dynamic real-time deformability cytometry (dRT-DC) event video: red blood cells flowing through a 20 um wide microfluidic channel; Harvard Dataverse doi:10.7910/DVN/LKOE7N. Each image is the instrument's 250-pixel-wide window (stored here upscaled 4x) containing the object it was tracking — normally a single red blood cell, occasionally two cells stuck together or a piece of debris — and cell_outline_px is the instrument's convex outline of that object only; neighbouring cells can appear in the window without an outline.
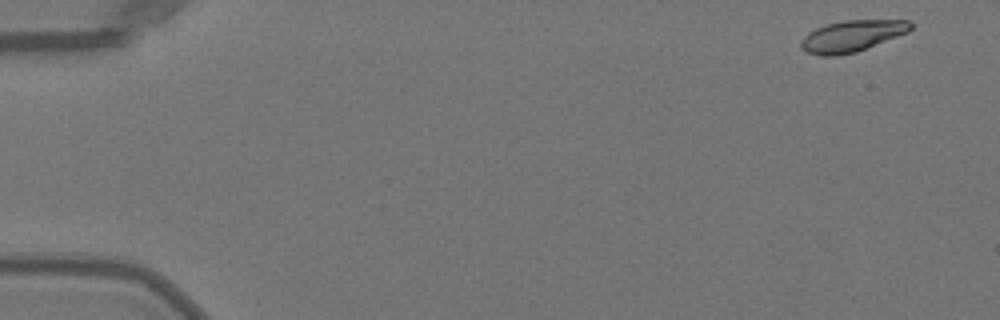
{"species": "Egyptian fruit bat (a non-hibernating species)", "species_latin": "Rousettus aegyptiacus", "temperature_condition": "warm", "stored_images_in_passage": 49, "camera_frame_rate_fps": 3000, "um_per_image_px": 0.085, "animal": {"sex": "female"}, "frame": {"image": 1, "passage_image": 1, "time_ms": 0.0, "image_size_px": [1000, 320], "cell_outline_px": [[912, 28], [908, 32], [856, 52], [836, 56], [820, 56], [808, 52], [800, 48], [800, 40], [808, 32], [816, 28], [828, 24], [844, 20], [912, 20]], "centroid_in_image_um": [72.4, 3.06], "position_along_channel_um": 12.6, "area_um2": 20.06}}
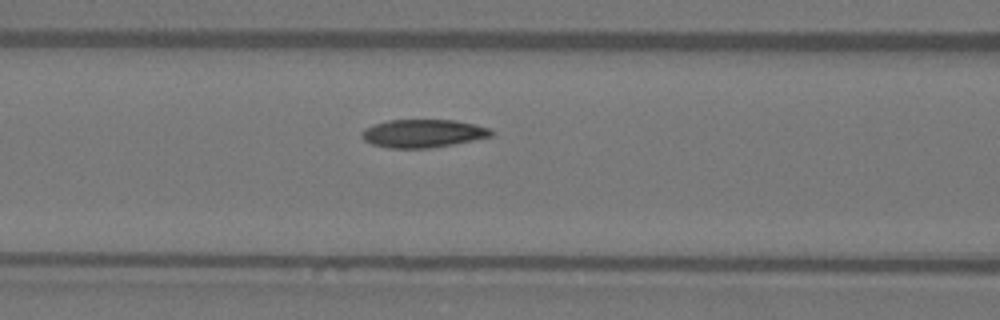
{"frame": {"image": 2, "passage_image": 20, "time_ms": 6.333, "image_size_px": [1000, 320], "cell_outline_px": [[492, 136], [432, 148], [388, 148], [372, 144], [364, 140], [360, 136], [360, 132], [364, 128], [388, 120], [456, 120], [488, 128], [492, 132]], "centroid_in_image_um": [35.89, 11.34], "position_along_channel_um": 130.7, "area_um2": 21.04}}
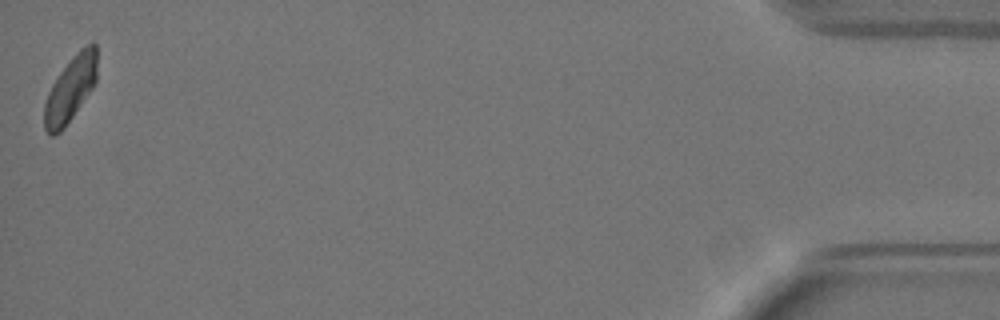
{"frame": {"image": 3, "passage_image": 49, "time_ms": 16.0, "image_size_px": [1000, 320], "cell_outline_px": [[96, 80], [92, 88], [64, 128], [60, 132], [52, 136], [48, 136], [44, 128], [44, 104], [48, 92], [52, 84], [60, 72], [76, 52], [80, 48], [92, 40], [96, 44]], "centroid_in_image_um": [5.97, 7.57], "position_along_channel_um": 429.2, "area_um2": 20.0}, "authors_computed_cell_mechanics": {"area_um2": 20.808, "velocity_mm_per_s": 4.0276, "shape_relaxation_time_tau1_ms": 4.6498, "shape_relaxation_time_tau2_ms": 5.8436, "deformation_change_tau1": 0.1544, "deformation_change_tau2": 0.0826}}